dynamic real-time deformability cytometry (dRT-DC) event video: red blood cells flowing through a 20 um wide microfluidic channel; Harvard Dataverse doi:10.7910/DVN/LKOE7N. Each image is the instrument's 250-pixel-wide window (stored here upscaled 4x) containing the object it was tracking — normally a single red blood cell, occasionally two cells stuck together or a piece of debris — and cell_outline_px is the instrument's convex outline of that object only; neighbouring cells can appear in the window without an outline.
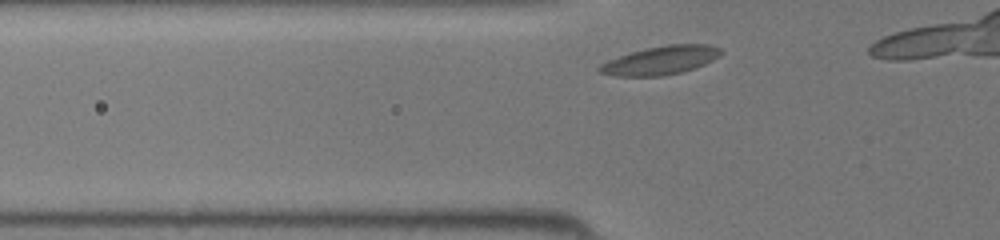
{"species": "common noctule bat (a hibernating species)", "species_latin": "Nyctalus noctula", "temperature_condition": "room temperature", "stored_images_in_passage": 5, "camera_frame_rate_fps": 3000, "um_per_image_px": 0.085, "animal": {"sex": "female", "body_mass_g": 19.5, "forearm_length_mm": 54.1}, "frame": {"image": 1, "passage_image": 2, "time_ms": 0.333, "image_size_px": [1000, 240], "cell_outline_px": [[724, 52], [720, 56], [696, 68], [684, 72], [664, 76], [616, 76], [600, 72], [596, 68], [600, 64], [608, 60], [632, 52], [648, 48], [668, 44], [708, 44], [720, 48]], "centroid_in_image_um": [56.19, 5.13], "position_along_channel_um": 69.6, "area_um2": 20.23}}